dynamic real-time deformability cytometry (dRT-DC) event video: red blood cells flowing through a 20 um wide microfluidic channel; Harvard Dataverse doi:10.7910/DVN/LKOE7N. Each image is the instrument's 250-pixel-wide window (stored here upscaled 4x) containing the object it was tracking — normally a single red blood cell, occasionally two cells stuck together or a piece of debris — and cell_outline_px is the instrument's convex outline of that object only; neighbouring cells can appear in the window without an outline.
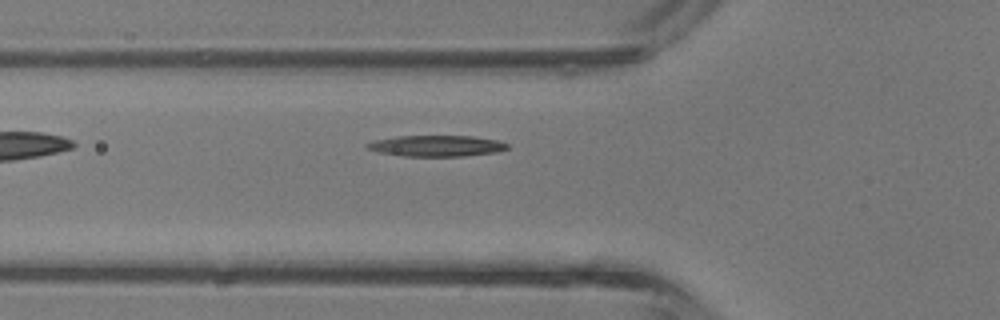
{"species": "common noctule bat (a hibernating species)", "species_latin": "Nyctalus noctula", "temperature_condition": "room temperature", "stored_images_in_passage": 31, "segment_of_instrument_passage": [1, 2], "camera_frame_rate_fps": 3000, "um_per_image_px": 0.085, "animal": {"sex": "male", "body_mass_g": 13.3}, "frame": {"image": 1, "passage_image": 3, "time_ms": 0.667, "image_size_px": [1000, 320], "cell_outline_px": [[508, 148], [496, 152], [464, 156], [400, 156], [376, 152], [364, 148], [364, 144], [376, 140], [396, 136], [472, 136], [500, 140], [508, 144]], "centroid_in_image_um": [37.06, 12.4], "position_along_channel_um": 88.7, "area_um2": 17.4}}
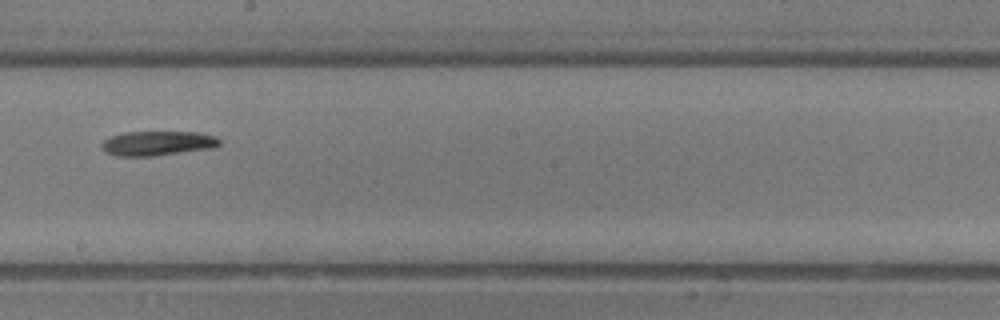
{"frame": {"image": 2, "passage_image": 12, "time_ms": 3.667, "image_size_px": [1000, 320], "cell_outline_px": [[220, 144], [212, 148], [152, 156], [116, 156], [100, 148], [100, 144], [104, 140], [112, 136], [124, 132], [200, 132], [216, 136], [220, 140]], "centroid_in_image_um": [13.39, 12.17], "position_along_channel_um": 234.8, "area_um2": 16.82}}
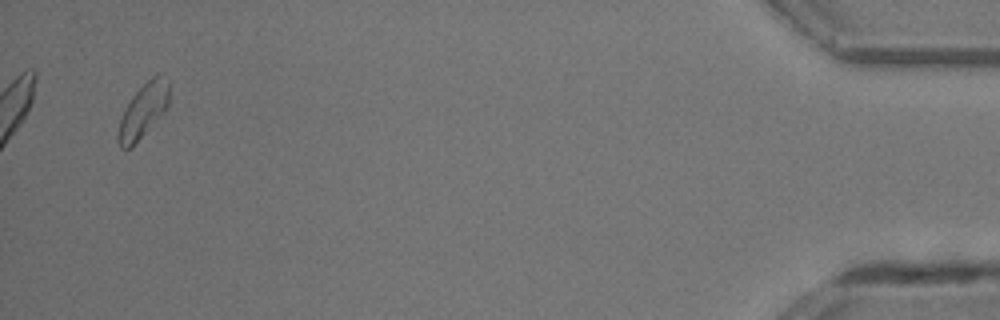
{"frame": {"image": 3, "passage_image": 29, "time_ms": 9.333, "image_size_px": [1000, 320], "cell_outline_px": [[168, 108], [132, 148], [120, 148], [116, 140], [116, 136], [120, 120], [124, 108], [132, 96], [156, 72], [160, 72], [168, 84]], "centroid_in_image_um": [12.14, 9.44], "position_along_channel_um": 423.1, "area_um2": 16.24}}